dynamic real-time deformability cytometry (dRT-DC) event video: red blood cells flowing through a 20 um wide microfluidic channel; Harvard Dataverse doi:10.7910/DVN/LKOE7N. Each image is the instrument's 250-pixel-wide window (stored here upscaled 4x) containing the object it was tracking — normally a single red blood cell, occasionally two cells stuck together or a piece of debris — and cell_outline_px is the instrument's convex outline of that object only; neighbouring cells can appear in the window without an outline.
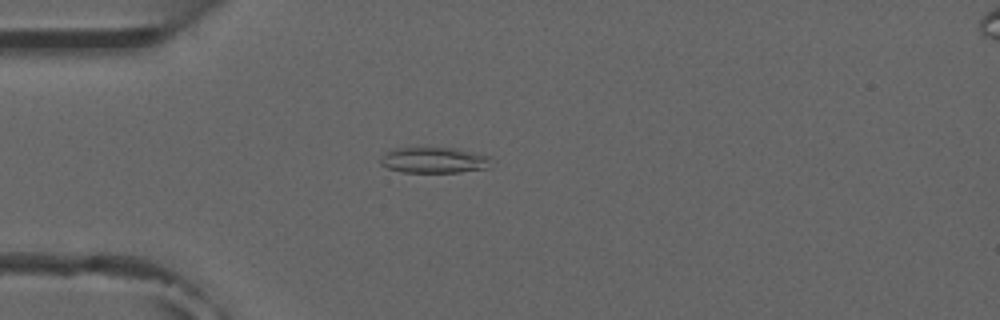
{"species": "common noctule bat (a hibernating species)", "species_latin": "Nyctalus noctula", "temperature_condition": "room temperature", "stored_images_in_passage": 5, "camera_frame_rate_fps": 3000, "um_per_image_px": 0.085, "animal": {"sex": "male", "forearm_length_mm": 52.5}, "frame": {"image": 1, "passage_image": 4, "time_ms": 3.667, "image_size_px": [1000, 320], "cell_outline_px": [[492, 168], [460, 172], [400, 172], [388, 168], [380, 164], [380, 160], [388, 152], [396, 148], [456, 148], [488, 156]], "centroid_in_image_um": [36.93, 13.63], "position_along_channel_um": 48.1, "area_um2": 16.53}}